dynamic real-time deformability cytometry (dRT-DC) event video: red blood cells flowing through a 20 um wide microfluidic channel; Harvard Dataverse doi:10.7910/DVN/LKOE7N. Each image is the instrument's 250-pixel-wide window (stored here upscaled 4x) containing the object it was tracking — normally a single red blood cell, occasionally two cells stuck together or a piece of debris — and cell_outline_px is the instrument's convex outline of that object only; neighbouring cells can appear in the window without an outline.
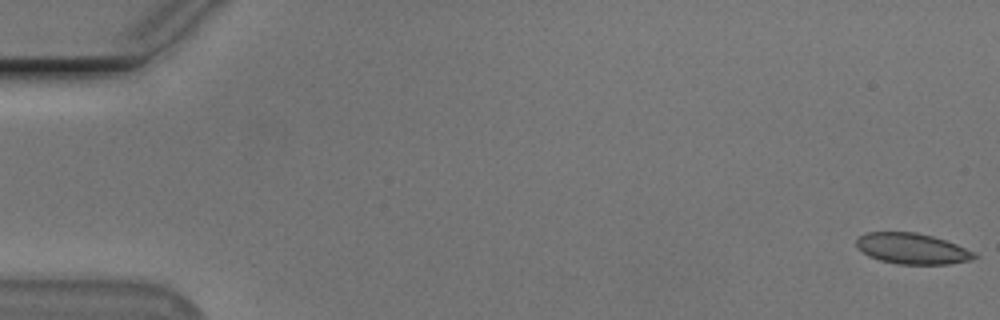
{"species": "Egyptian fruit bat (a non-hibernating species)", "species_latin": "Rousettus aegyptiacus", "temperature_condition": "cold", "stored_images_in_passage": 56, "camera_frame_rate_fps": 3000, "um_per_image_px": 0.085, "animal": {"sex": "male"}, "frame": {"image": 1, "passage_image": 1, "time_ms": 0.0, "image_size_px": [1000, 320], "cell_outline_px": [[980, 256], [972, 260], [948, 264], [896, 264], [880, 260], [868, 256], [856, 248], [856, 240], [860, 236], [868, 232], [916, 232], [932, 236], [956, 244], [976, 252]], "centroid_in_image_um": [77.55, 21.14], "position_along_channel_um": 7.5, "area_um2": 21.33}}
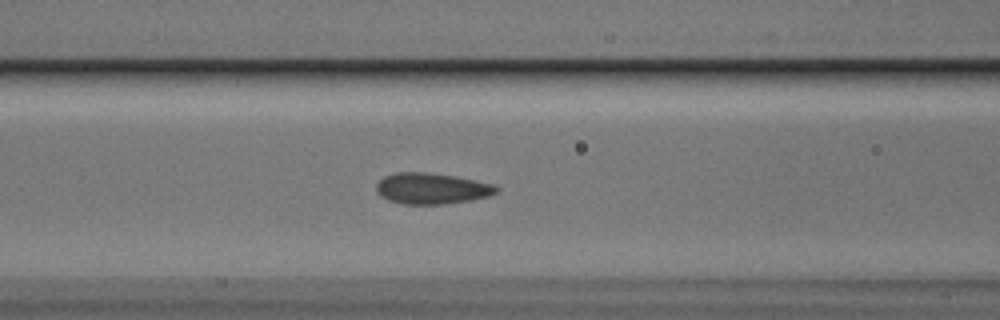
{"frame": {"image": 2, "passage_image": 23, "time_ms": 7.333, "image_size_px": [1000, 320], "cell_outline_px": [[500, 192], [488, 196], [472, 200], [444, 204], [404, 204], [388, 200], [380, 196], [376, 192], [376, 184], [384, 176], [396, 172], [432, 172], [456, 176], [492, 184], [500, 188]], "centroid_in_image_um": [36.7, 16.02], "position_along_channel_um": 129.9, "area_um2": 21.96}}
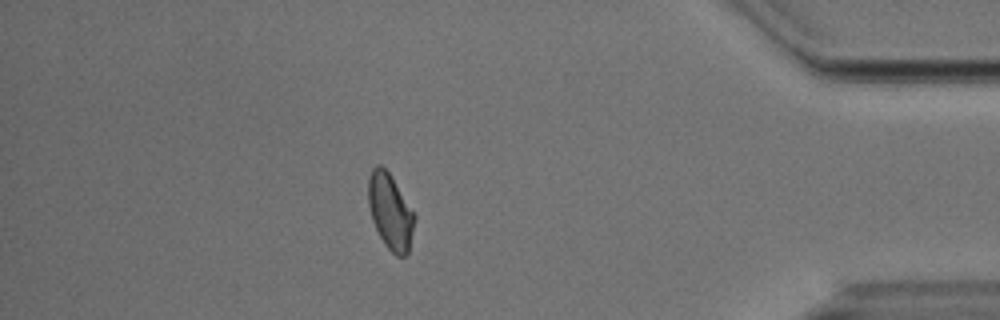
{"frame": {"image": 3, "passage_image": 48, "time_ms": 15.667, "image_size_px": [1000, 320], "cell_outline_px": [[416, 216], [408, 252], [404, 256], [396, 256], [384, 244], [372, 220], [368, 204], [368, 180], [372, 168], [376, 164], [380, 164], [388, 172]], "centroid_in_image_um": [33.16, 17.98], "position_along_channel_um": 402.0, "area_um2": 20.06}, "authors_computed_cell_mechanics": {"area_um2": 21.3282, "velocity_mm_per_s": 3.75, "shape_relaxation_time_tau1_ms": 4.828, "shape_relaxation_time_tau2_ms": 1.09, "deformation_change_tau1": 0.1049, "deformation_change_tau2": 0.0575}}